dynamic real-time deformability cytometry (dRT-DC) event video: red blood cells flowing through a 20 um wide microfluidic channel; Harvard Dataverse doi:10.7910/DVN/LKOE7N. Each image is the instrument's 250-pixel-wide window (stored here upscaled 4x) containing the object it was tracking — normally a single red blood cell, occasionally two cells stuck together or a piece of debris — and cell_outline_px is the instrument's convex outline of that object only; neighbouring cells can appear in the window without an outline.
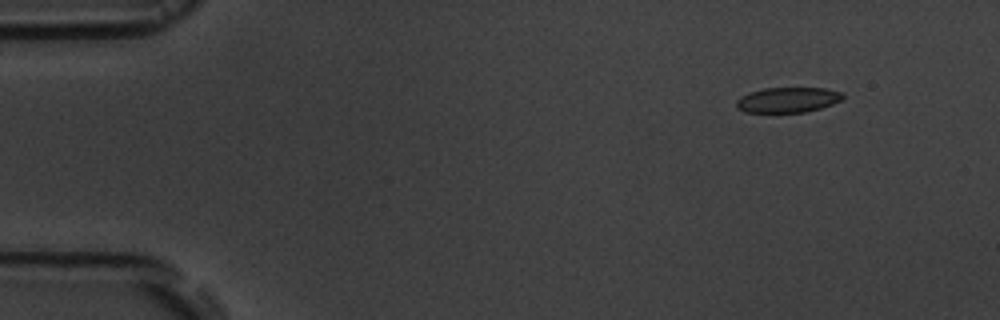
{"species": "common noctule bat (a hibernating species)", "species_latin": "Nyctalus noctula", "temperature_condition": "room temperature", "stored_images_in_passage": 4, "camera_frame_rate_fps": 3000, "um_per_image_px": 0.085, "animal": {"sex": "male", "body_mass_g": 19.5, "forearm_length_mm": 54.6}, "frame": {"image": 1, "passage_image": 1, "time_ms": 0.0, "image_size_px": [1000, 320], "cell_outline_px": [[844, 96], [840, 100], [832, 104], [820, 108], [804, 112], [744, 112], [736, 108], [736, 100], [740, 96], [748, 92], [764, 88], [824, 88], [844, 92]], "centroid_in_image_um": [66.93, 8.48], "position_along_channel_um": 18.1, "area_um2": 15.72}}
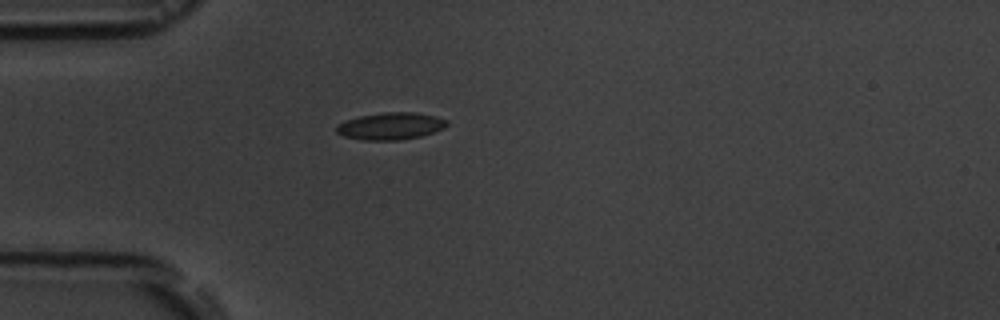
{"frame": {"image": 2, "passage_image": 4, "time_ms": 3.333, "image_size_px": [1000, 320], "cell_outline_px": [[448, 124], [444, 128], [420, 136], [400, 140], [364, 140], [344, 136], [336, 132], [336, 128], [344, 120], [360, 116], [384, 112], [416, 112], [436, 116], [448, 120]], "centroid_in_image_um": [33.22, 10.71], "position_along_channel_um": 51.8, "area_um2": 17.4}}